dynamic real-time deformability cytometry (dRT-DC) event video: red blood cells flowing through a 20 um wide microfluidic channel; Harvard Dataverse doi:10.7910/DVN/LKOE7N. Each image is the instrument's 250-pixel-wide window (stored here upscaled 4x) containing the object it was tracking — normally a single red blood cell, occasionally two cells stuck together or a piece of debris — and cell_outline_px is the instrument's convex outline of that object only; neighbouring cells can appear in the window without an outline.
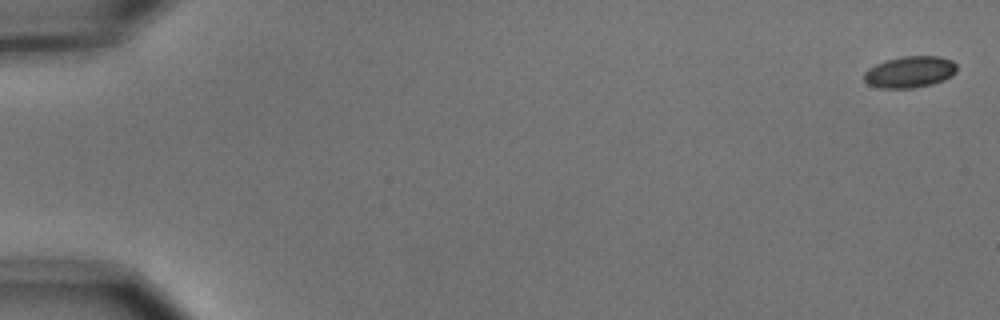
{"species": "common noctule bat (a hibernating species)", "species_latin": "Nyctalus noctula", "temperature_condition": "cold", "stored_images_in_passage": 10, "camera_frame_rate_fps": 3000, "um_per_image_px": 0.085, "animal": {"sex": "male", "body_mass_g": 15.6}, "frame": {"image": 1, "passage_image": 1, "time_ms": 0.0, "image_size_px": [1000, 320], "cell_outline_px": [[956, 72], [952, 76], [944, 80], [932, 84], [912, 88], [880, 88], [868, 84], [864, 80], [864, 72], [868, 68], [876, 64], [888, 60], [904, 56], [936, 56], [952, 60], [956, 64]], "centroid_in_image_um": [77.34, 6.12], "position_along_channel_um": 7.7, "area_um2": 16.99}}
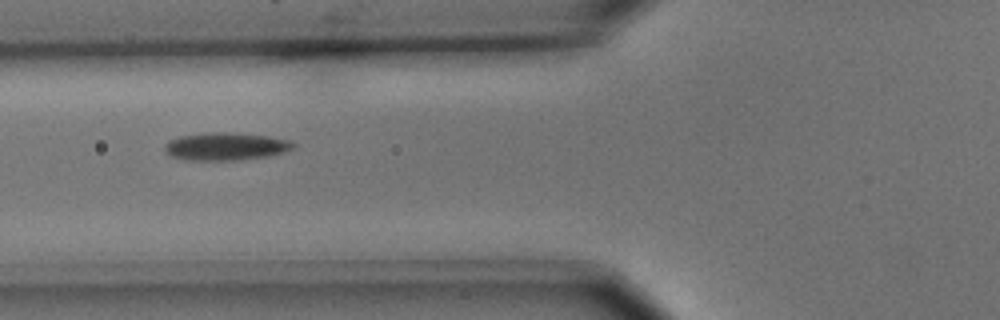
{"frame": {"image": 2, "passage_image": 7, "time_ms": 2.0, "image_size_px": [1000, 320], "cell_outline_px": [[296, 148], [284, 152], [268, 156], [240, 160], [184, 160], [172, 156], [164, 148], [164, 144], [168, 140], [180, 136], [204, 132], [228, 132], [268, 136], [292, 140], [296, 144]], "centroid_in_image_um": [19.22, 12.44], "position_along_channel_um": 106.6, "area_um2": 21.04}}
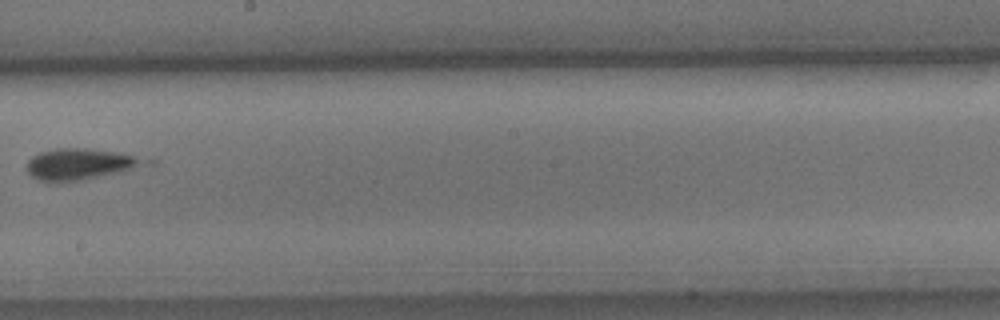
{"frame": {"image": 3, "passage_image": 10, "time_ms": 3.0, "image_size_px": [1000, 320], "cell_outline_px": [[140, 160], [136, 164], [120, 172], [84, 180], [64, 184], [56, 184], [36, 180], [28, 172], [28, 160], [32, 156], [40, 152], [56, 148], [88, 148], [116, 152], [132, 156]], "centroid_in_image_um": [6.54, 13.99], "position_along_channel_um": 241.7, "area_um2": 20.98}}